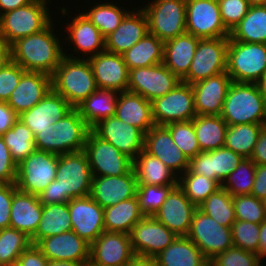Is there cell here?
<instances>
[{
	"label": "cell",
	"mask_w": 266,
	"mask_h": 266,
	"mask_svg": "<svg viewBox=\"0 0 266 266\" xmlns=\"http://www.w3.org/2000/svg\"><path fill=\"white\" fill-rule=\"evenodd\" d=\"M2 138L16 164L36 150L32 131L20 119L2 135Z\"/></svg>",
	"instance_id": "ee69618b"
},
{
	"label": "cell",
	"mask_w": 266,
	"mask_h": 266,
	"mask_svg": "<svg viewBox=\"0 0 266 266\" xmlns=\"http://www.w3.org/2000/svg\"><path fill=\"white\" fill-rule=\"evenodd\" d=\"M266 73V44L229 41L227 74L233 82L257 83Z\"/></svg>",
	"instance_id": "52a82bcc"
},
{
	"label": "cell",
	"mask_w": 266,
	"mask_h": 266,
	"mask_svg": "<svg viewBox=\"0 0 266 266\" xmlns=\"http://www.w3.org/2000/svg\"><path fill=\"white\" fill-rule=\"evenodd\" d=\"M256 254L259 259L266 256V219L260 224L259 245Z\"/></svg>",
	"instance_id": "03108f58"
},
{
	"label": "cell",
	"mask_w": 266,
	"mask_h": 266,
	"mask_svg": "<svg viewBox=\"0 0 266 266\" xmlns=\"http://www.w3.org/2000/svg\"><path fill=\"white\" fill-rule=\"evenodd\" d=\"M250 159L257 165H266V126L259 134L258 141Z\"/></svg>",
	"instance_id": "be15d7a7"
},
{
	"label": "cell",
	"mask_w": 266,
	"mask_h": 266,
	"mask_svg": "<svg viewBox=\"0 0 266 266\" xmlns=\"http://www.w3.org/2000/svg\"><path fill=\"white\" fill-rule=\"evenodd\" d=\"M11 62L10 45L0 39V71Z\"/></svg>",
	"instance_id": "003e7915"
},
{
	"label": "cell",
	"mask_w": 266,
	"mask_h": 266,
	"mask_svg": "<svg viewBox=\"0 0 266 266\" xmlns=\"http://www.w3.org/2000/svg\"><path fill=\"white\" fill-rule=\"evenodd\" d=\"M154 258L158 266H209V260L187 236H177Z\"/></svg>",
	"instance_id": "e575fe53"
},
{
	"label": "cell",
	"mask_w": 266,
	"mask_h": 266,
	"mask_svg": "<svg viewBox=\"0 0 266 266\" xmlns=\"http://www.w3.org/2000/svg\"><path fill=\"white\" fill-rule=\"evenodd\" d=\"M198 209L226 227H231L236 221L232 195L222 187L202 202Z\"/></svg>",
	"instance_id": "7bdbcfd3"
},
{
	"label": "cell",
	"mask_w": 266,
	"mask_h": 266,
	"mask_svg": "<svg viewBox=\"0 0 266 266\" xmlns=\"http://www.w3.org/2000/svg\"><path fill=\"white\" fill-rule=\"evenodd\" d=\"M51 86L73 108L98 89L89 60L68 55L66 52L51 75Z\"/></svg>",
	"instance_id": "3957f363"
},
{
	"label": "cell",
	"mask_w": 266,
	"mask_h": 266,
	"mask_svg": "<svg viewBox=\"0 0 266 266\" xmlns=\"http://www.w3.org/2000/svg\"><path fill=\"white\" fill-rule=\"evenodd\" d=\"M46 1L35 0L31 4L1 14L0 39L11 45L20 38L45 29L52 20Z\"/></svg>",
	"instance_id": "8992f818"
},
{
	"label": "cell",
	"mask_w": 266,
	"mask_h": 266,
	"mask_svg": "<svg viewBox=\"0 0 266 266\" xmlns=\"http://www.w3.org/2000/svg\"><path fill=\"white\" fill-rule=\"evenodd\" d=\"M118 94L113 90L97 89L76 109L87 125L92 128L99 121L115 115Z\"/></svg>",
	"instance_id": "8d00e7d4"
},
{
	"label": "cell",
	"mask_w": 266,
	"mask_h": 266,
	"mask_svg": "<svg viewBox=\"0 0 266 266\" xmlns=\"http://www.w3.org/2000/svg\"><path fill=\"white\" fill-rule=\"evenodd\" d=\"M91 128L74 108L64 118L53 124V129L34 136L36 150L56 155L83 151Z\"/></svg>",
	"instance_id": "277c9868"
},
{
	"label": "cell",
	"mask_w": 266,
	"mask_h": 266,
	"mask_svg": "<svg viewBox=\"0 0 266 266\" xmlns=\"http://www.w3.org/2000/svg\"><path fill=\"white\" fill-rule=\"evenodd\" d=\"M186 236L208 260L234 246L231 227L220 225L199 209L194 213Z\"/></svg>",
	"instance_id": "7c38bea8"
},
{
	"label": "cell",
	"mask_w": 266,
	"mask_h": 266,
	"mask_svg": "<svg viewBox=\"0 0 266 266\" xmlns=\"http://www.w3.org/2000/svg\"><path fill=\"white\" fill-rule=\"evenodd\" d=\"M148 32L165 42L186 33V0H154L141 8Z\"/></svg>",
	"instance_id": "ba28073f"
},
{
	"label": "cell",
	"mask_w": 266,
	"mask_h": 266,
	"mask_svg": "<svg viewBox=\"0 0 266 266\" xmlns=\"http://www.w3.org/2000/svg\"><path fill=\"white\" fill-rule=\"evenodd\" d=\"M256 164L243 158L237 168L222 183V188L232 196L249 195L253 189Z\"/></svg>",
	"instance_id": "c3c4849f"
},
{
	"label": "cell",
	"mask_w": 266,
	"mask_h": 266,
	"mask_svg": "<svg viewBox=\"0 0 266 266\" xmlns=\"http://www.w3.org/2000/svg\"><path fill=\"white\" fill-rule=\"evenodd\" d=\"M133 170L137 185H178L179 175L144 149L133 160Z\"/></svg>",
	"instance_id": "836d02e7"
},
{
	"label": "cell",
	"mask_w": 266,
	"mask_h": 266,
	"mask_svg": "<svg viewBox=\"0 0 266 266\" xmlns=\"http://www.w3.org/2000/svg\"><path fill=\"white\" fill-rule=\"evenodd\" d=\"M181 175L178 177V186L197 207L221 187L215 180L193 174L189 169Z\"/></svg>",
	"instance_id": "bcb514c9"
},
{
	"label": "cell",
	"mask_w": 266,
	"mask_h": 266,
	"mask_svg": "<svg viewBox=\"0 0 266 266\" xmlns=\"http://www.w3.org/2000/svg\"><path fill=\"white\" fill-rule=\"evenodd\" d=\"M35 245L48 260L89 264L90 244L72 230L41 239Z\"/></svg>",
	"instance_id": "44dd1931"
},
{
	"label": "cell",
	"mask_w": 266,
	"mask_h": 266,
	"mask_svg": "<svg viewBox=\"0 0 266 266\" xmlns=\"http://www.w3.org/2000/svg\"><path fill=\"white\" fill-rule=\"evenodd\" d=\"M52 23L53 21L42 31L12 43L11 61L25 71L42 72L51 76L64 57L63 47L53 33Z\"/></svg>",
	"instance_id": "7a4b0ae2"
},
{
	"label": "cell",
	"mask_w": 266,
	"mask_h": 266,
	"mask_svg": "<svg viewBox=\"0 0 266 266\" xmlns=\"http://www.w3.org/2000/svg\"><path fill=\"white\" fill-rule=\"evenodd\" d=\"M181 80L163 63L129 70L127 91L141 95L148 101L164 96Z\"/></svg>",
	"instance_id": "9a60e30c"
},
{
	"label": "cell",
	"mask_w": 266,
	"mask_h": 266,
	"mask_svg": "<svg viewBox=\"0 0 266 266\" xmlns=\"http://www.w3.org/2000/svg\"><path fill=\"white\" fill-rule=\"evenodd\" d=\"M137 179L133 168L120 176L93 177L90 197L102 208L136 196Z\"/></svg>",
	"instance_id": "d4e9b609"
},
{
	"label": "cell",
	"mask_w": 266,
	"mask_h": 266,
	"mask_svg": "<svg viewBox=\"0 0 266 266\" xmlns=\"http://www.w3.org/2000/svg\"><path fill=\"white\" fill-rule=\"evenodd\" d=\"M17 190L15 183L0 184V230L10 227L12 197Z\"/></svg>",
	"instance_id": "680465c9"
},
{
	"label": "cell",
	"mask_w": 266,
	"mask_h": 266,
	"mask_svg": "<svg viewBox=\"0 0 266 266\" xmlns=\"http://www.w3.org/2000/svg\"><path fill=\"white\" fill-rule=\"evenodd\" d=\"M236 220L261 224L265 219L262 200L254 195L232 196Z\"/></svg>",
	"instance_id": "816d5d0a"
},
{
	"label": "cell",
	"mask_w": 266,
	"mask_h": 266,
	"mask_svg": "<svg viewBox=\"0 0 266 266\" xmlns=\"http://www.w3.org/2000/svg\"><path fill=\"white\" fill-rule=\"evenodd\" d=\"M186 33L200 39L230 37L218 0H186Z\"/></svg>",
	"instance_id": "4fadbf2b"
},
{
	"label": "cell",
	"mask_w": 266,
	"mask_h": 266,
	"mask_svg": "<svg viewBox=\"0 0 266 266\" xmlns=\"http://www.w3.org/2000/svg\"><path fill=\"white\" fill-rule=\"evenodd\" d=\"M43 204L37 195L17 190L12 197L10 227L26 233H36L42 217Z\"/></svg>",
	"instance_id": "4dcf8cb0"
},
{
	"label": "cell",
	"mask_w": 266,
	"mask_h": 266,
	"mask_svg": "<svg viewBox=\"0 0 266 266\" xmlns=\"http://www.w3.org/2000/svg\"><path fill=\"white\" fill-rule=\"evenodd\" d=\"M128 10L119 8L116 4L103 2L97 4L92 9L83 13L92 24L106 37L114 32L121 24L125 16L129 13Z\"/></svg>",
	"instance_id": "7dc6e473"
},
{
	"label": "cell",
	"mask_w": 266,
	"mask_h": 266,
	"mask_svg": "<svg viewBox=\"0 0 266 266\" xmlns=\"http://www.w3.org/2000/svg\"><path fill=\"white\" fill-rule=\"evenodd\" d=\"M251 6L254 5H266V0H247Z\"/></svg>",
	"instance_id": "8c879c8a"
},
{
	"label": "cell",
	"mask_w": 266,
	"mask_h": 266,
	"mask_svg": "<svg viewBox=\"0 0 266 266\" xmlns=\"http://www.w3.org/2000/svg\"><path fill=\"white\" fill-rule=\"evenodd\" d=\"M72 231L90 245L104 230V208L90 196L68 202Z\"/></svg>",
	"instance_id": "d6986e66"
},
{
	"label": "cell",
	"mask_w": 266,
	"mask_h": 266,
	"mask_svg": "<svg viewBox=\"0 0 266 266\" xmlns=\"http://www.w3.org/2000/svg\"><path fill=\"white\" fill-rule=\"evenodd\" d=\"M192 121L201 152L225 145L228 124L220 115H196Z\"/></svg>",
	"instance_id": "f35d334b"
},
{
	"label": "cell",
	"mask_w": 266,
	"mask_h": 266,
	"mask_svg": "<svg viewBox=\"0 0 266 266\" xmlns=\"http://www.w3.org/2000/svg\"><path fill=\"white\" fill-rule=\"evenodd\" d=\"M224 26L231 30L244 18L250 8L247 0H218Z\"/></svg>",
	"instance_id": "11a10c76"
},
{
	"label": "cell",
	"mask_w": 266,
	"mask_h": 266,
	"mask_svg": "<svg viewBox=\"0 0 266 266\" xmlns=\"http://www.w3.org/2000/svg\"><path fill=\"white\" fill-rule=\"evenodd\" d=\"M134 257L130 234L104 231L90 245L88 266H126Z\"/></svg>",
	"instance_id": "e0dca14e"
},
{
	"label": "cell",
	"mask_w": 266,
	"mask_h": 266,
	"mask_svg": "<svg viewBox=\"0 0 266 266\" xmlns=\"http://www.w3.org/2000/svg\"><path fill=\"white\" fill-rule=\"evenodd\" d=\"M177 235L153 216H144L130 232L135 256L154 258L166 249Z\"/></svg>",
	"instance_id": "2e32d148"
},
{
	"label": "cell",
	"mask_w": 266,
	"mask_h": 266,
	"mask_svg": "<svg viewBox=\"0 0 266 266\" xmlns=\"http://www.w3.org/2000/svg\"><path fill=\"white\" fill-rule=\"evenodd\" d=\"M16 176L17 164L2 136H0V184L15 183Z\"/></svg>",
	"instance_id": "6f0895ef"
},
{
	"label": "cell",
	"mask_w": 266,
	"mask_h": 266,
	"mask_svg": "<svg viewBox=\"0 0 266 266\" xmlns=\"http://www.w3.org/2000/svg\"><path fill=\"white\" fill-rule=\"evenodd\" d=\"M262 204H263V209H264V211H265V216H266V199H264V200L262 201Z\"/></svg>",
	"instance_id": "753ad0ef"
},
{
	"label": "cell",
	"mask_w": 266,
	"mask_h": 266,
	"mask_svg": "<svg viewBox=\"0 0 266 266\" xmlns=\"http://www.w3.org/2000/svg\"><path fill=\"white\" fill-rule=\"evenodd\" d=\"M143 217L135 196L104 208V230L130 234L133 226Z\"/></svg>",
	"instance_id": "d590c367"
},
{
	"label": "cell",
	"mask_w": 266,
	"mask_h": 266,
	"mask_svg": "<svg viewBox=\"0 0 266 266\" xmlns=\"http://www.w3.org/2000/svg\"><path fill=\"white\" fill-rule=\"evenodd\" d=\"M24 72L20 65L12 61L0 71V101H8Z\"/></svg>",
	"instance_id": "9f6ffc18"
},
{
	"label": "cell",
	"mask_w": 266,
	"mask_h": 266,
	"mask_svg": "<svg viewBox=\"0 0 266 266\" xmlns=\"http://www.w3.org/2000/svg\"><path fill=\"white\" fill-rule=\"evenodd\" d=\"M243 157L233 150L220 147L208 152H200L189 160V170L196 175H204L215 180L220 186L234 171Z\"/></svg>",
	"instance_id": "cb8c5ba5"
},
{
	"label": "cell",
	"mask_w": 266,
	"mask_h": 266,
	"mask_svg": "<svg viewBox=\"0 0 266 266\" xmlns=\"http://www.w3.org/2000/svg\"><path fill=\"white\" fill-rule=\"evenodd\" d=\"M229 41L266 44V5L250 6L244 18L231 30Z\"/></svg>",
	"instance_id": "ab89813d"
},
{
	"label": "cell",
	"mask_w": 266,
	"mask_h": 266,
	"mask_svg": "<svg viewBox=\"0 0 266 266\" xmlns=\"http://www.w3.org/2000/svg\"><path fill=\"white\" fill-rule=\"evenodd\" d=\"M72 230L68 203L43 205L42 217L36 233L31 237L35 245L39 240Z\"/></svg>",
	"instance_id": "60d3db41"
},
{
	"label": "cell",
	"mask_w": 266,
	"mask_h": 266,
	"mask_svg": "<svg viewBox=\"0 0 266 266\" xmlns=\"http://www.w3.org/2000/svg\"><path fill=\"white\" fill-rule=\"evenodd\" d=\"M266 124H236L227 127L225 147L243 158H250L258 137Z\"/></svg>",
	"instance_id": "b9f144b4"
},
{
	"label": "cell",
	"mask_w": 266,
	"mask_h": 266,
	"mask_svg": "<svg viewBox=\"0 0 266 266\" xmlns=\"http://www.w3.org/2000/svg\"><path fill=\"white\" fill-rule=\"evenodd\" d=\"M148 33V21L140 8L135 13L129 12L117 29L105 37V50L123 54Z\"/></svg>",
	"instance_id": "f1b7e54d"
},
{
	"label": "cell",
	"mask_w": 266,
	"mask_h": 266,
	"mask_svg": "<svg viewBox=\"0 0 266 266\" xmlns=\"http://www.w3.org/2000/svg\"><path fill=\"white\" fill-rule=\"evenodd\" d=\"M155 125L192 120L197 114L191 84L180 82L174 89L151 101Z\"/></svg>",
	"instance_id": "5bb4252c"
},
{
	"label": "cell",
	"mask_w": 266,
	"mask_h": 266,
	"mask_svg": "<svg viewBox=\"0 0 266 266\" xmlns=\"http://www.w3.org/2000/svg\"><path fill=\"white\" fill-rule=\"evenodd\" d=\"M85 152L93 177L120 176L133 168V160L121 153L114 145L88 133Z\"/></svg>",
	"instance_id": "8fae6325"
},
{
	"label": "cell",
	"mask_w": 266,
	"mask_h": 266,
	"mask_svg": "<svg viewBox=\"0 0 266 266\" xmlns=\"http://www.w3.org/2000/svg\"><path fill=\"white\" fill-rule=\"evenodd\" d=\"M48 259L36 245H31L17 259L15 266H46Z\"/></svg>",
	"instance_id": "91938a15"
},
{
	"label": "cell",
	"mask_w": 266,
	"mask_h": 266,
	"mask_svg": "<svg viewBox=\"0 0 266 266\" xmlns=\"http://www.w3.org/2000/svg\"><path fill=\"white\" fill-rule=\"evenodd\" d=\"M220 116L228 126L266 124V104L257 84L232 82Z\"/></svg>",
	"instance_id": "5b68a950"
},
{
	"label": "cell",
	"mask_w": 266,
	"mask_h": 266,
	"mask_svg": "<svg viewBox=\"0 0 266 266\" xmlns=\"http://www.w3.org/2000/svg\"><path fill=\"white\" fill-rule=\"evenodd\" d=\"M259 262L256 253L233 246L215 255L209 266H256Z\"/></svg>",
	"instance_id": "db71d44e"
},
{
	"label": "cell",
	"mask_w": 266,
	"mask_h": 266,
	"mask_svg": "<svg viewBox=\"0 0 266 266\" xmlns=\"http://www.w3.org/2000/svg\"><path fill=\"white\" fill-rule=\"evenodd\" d=\"M164 42L149 32L122 54L129 70L163 63Z\"/></svg>",
	"instance_id": "74e56055"
},
{
	"label": "cell",
	"mask_w": 266,
	"mask_h": 266,
	"mask_svg": "<svg viewBox=\"0 0 266 266\" xmlns=\"http://www.w3.org/2000/svg\"><path fill=\"white\" fill-rule=\"evenodd\" d=\"M32 245L24 232L8 227L0 230V266H14L19 256Z\"/></svg>",
	"instance_id": "f6af8a7d"
},
{
	"label": "cell",
	"mask_w": 266,
	"mask_h": 266,
	"mask_svg": "<svg viewBox=\"0 0 266 266\" xmlns=\"http://www.w3.org/2000/svg\"><path fill=\"white\" fill-rule=\"evenodd\" d=\"M165 127L170 131L174 143L188 160L201 152L192 120L172 122Z\"/></svg>",
	"instance_id": "681fc988"
},
{
	"label": "cell",
	"mask_w": 266,
	"mask_h": 266,
	"mask_svg": "<svg viewBox=\"0 0 266 266\" xmlns=\"http://www.w3.org/2000/svg\"><path fill=\"white\" fill-rule=\"evenodd\" d=\"M177 185H137L136 197L144 216H154Z\"/></svg>",
	"instance_id": "f907efd6"
},
{
	"label": "cell",
	"mask_w": 266,
	"mask_h": 266,
	"mask_svg": "<svg viewBox=\"0 0 266 266\" xmlns=\"http://www.w3.org/2000/svg\"><path fill=\"white\" fill-rule=\"evenodd\" d=\"M233 81L226 72L192 84L197 115H220Z\"/></svg>",
	"instance_id": "484cf974"
},
{
	"label": "cell",
	"mask_w": 266,
	"mask_h": 266,
	"mask_svg": "<svg viewBox=\"0 0 266 266\" xmlns=\"http://www.w3.org/2000/svg\"><path fill=\"white\" fill-rule=\"evenodd\" d=\"M126 266H158L155 258L135 256Z\"/></svg>",
	"instance_id": "a7ac6f4b"
},
{
	"label": "cell",
	"mask_w": 266,
	"mask_h": 266,
	"mask_svg": "<svg viewBox=\"0 0 266 266\" xmlns=\"http://www.w3.org/2000/svg\"><path fill=\"white\" fill-rule=\"evenodd\" d=\"M74 108L52 89L31 109L22 112L20 119L35 136L38 132L53 129V124Z\"/></svg>",
	"instance_id": "ffe728a7"
},
{
	"label": "cell",
	"mask_w": 266,
	"mask_h": 266,
	"mask_svg": "<svg viewBox=\"0 0 266 266\" xmlns=\"http://www.w3.org/2000/svg\"><path fill=\"white\" fill-rule=\"evenodd\" d=\"M19 115L4 101H0V136L11 129Z\"/></svg>",
	"instance_id": "6125c7cd"
},
{
	"label": "cell",
	"mask_w": 266,
	"mask_h": 266,
	"mask_svg": "<svg viewBox=\"0 0 266 266\" xmlns=\"http://www.w3.org/2000/svg\"><path fill=\"white\" fill-rule=\"evenodd\" d=\"M199 39L184 33L164 42L163 64L180 80L188 74Z\"/></svg>",
	"instance_id": "1f68e13d"
},
{
	"label": "cell",
	"mask_w": 266,
	"mask_h": 266,
	"mask_svg": "<svg viewBox=\"0 0 266 266\" xmlns=\"http://www.w3.org/2000/svg\"><path fill=\"white\" fill-rule=\"evenodd\" d=\"M198 207L193 204L177 185L168 194L161 208L153 216L177 236H186Z\"/></svg>",
	"instance_id": "7402d4cb"
},
{
	"label": "cell",
	"mask_w": 266,
	"mask_h": 266,
	"mask_svg": "<svg viewBox=\"0 0 266 266\" xmlns=\"http://www.w3.org/2000/svg\"><path fill=\"white\" fill-rule=\"evenodd\" d=\"M231 231L235 247L257 253L260 224L236 220L231 226Z\"/></svg>",
	"instance_id": "f5cc1de1"
},
{
	"label": "cell",
	"mask_w": 266,
	"mask_h": 266,
	"mask_svg": "<svg viewBox=\"0 0 266 266\" xmlns=\"http://www.w3.org/2000/svg\"><path fill=\"white\" fill-rule=\"evenodd\" d=\"M144 150L160 159L175 174H183L189 168V160L174 143L170 131L165 126H153L146 134Z\"/></svg>",
	"instance_id": "4316f807"
},
{
	"label": "cell",
	"mask_w": 266,
	"mask_h": 266,
	"mask_svg": "<svg viewBox=\"0 0 266 266\" xmlns=\"http://www.w3.org/2000/svg\"><path fill=\"white\" fill-rule=\"evenodd\" d=\"M51 89L50 75L25 71L6 103L20 115L35 106Z\"/></svg>",
	"instance_id": "83f0119b"
},
{
	"label": "cell",
	"mask_w": 266,
	"mask_h": 266,
	"mask_svg": "<svg viewBox=\"0 0 266 266\" xmlns=\"http://www.w3.org/2000/svg\"><path fill=\"white\" fill-rule=\"evenodd\" d=\"M251 195H254L262 201L266 199V165L256 164L254 185Z\"/></svg>",
	"instance_id": "94428289"
},
{
	"label": "cell",
	"mask_w": 266,
	"mask_h": 266,
	"mask_svg": "<svg viewBox=\"0 0 266 266\" xmlns=\"http://www.w3.org/2000/svg\"><path fill=\"white\" fill-rule=\"evenodd\" d=\"M256 84L266 104V73L261 77V79Z\"/></svg>",
	"instance_id": "2644e50d"
},
{
	"label": "cell",
	"mask_w": 266,
	"mask_h": 266,
	"mask_svg": "<svg viewBox=\"0 0 266 266\" xmlns=\"http://www.w3.org/2000/svg\"><path fill=\"white\" fill-rule=\"evenodd\" d=\"M228 44L229 38L199 39L188 74L181 81L192 85L226 72Z\"/></svg>",
	"instance_id": "30bf717a"
},
{
	"label": "cell",
	"mask_w": 266,
	"mask_h": 266,
	"mask_svg": "<svg viewBox=\"0 0 266 266\" xmlns=\"http://www.w3.org/2000/svg\"><path fill=\"white\" fill-rule=\"evenodd\" d=\"M256 266H264V265H262V263L259 262Z\"/></svg>",
	"instance_id": "34e18365"
},
{
	"label": "cell",
	"mask_w": 266,
	"mask_h": 266,
	"mask_svg": "<svg viewBox=\"0 0 266 266\" xmlns=\"http://www.w3.org/2000/svg\"><path fill=\"white\" fill-rule=\"evenodd\" d=\"M91 65L98 89L127 91L129 69L122 54L102 51L96 56L87 58Z\"/></svg>",
	"instance_id": "603a6c76"
},
{
	"label": "cell",
	"mask_w": 266,
	"mask_h": 266,
	"mask_svg": "<svg viewBox=\"0 0 266 266\" xmlns=\"http://www.w3.org/2000/svg\"><path fill=\"white\" fill-rule=\"evenodd\" d=\"M35 0H0V15L14 10L18 7H22L25 6L27 4H31L32 2H34ZM4 11V12H3Z\"/></svg>",
	"instance_id": "e7e4bbea"
},
{
	"label": "cell",
	"mask_w": 266,
	"mask_h": 266,
	"mask_svg": "<svg viewBox=\"0 0 266 266\" xmlns=\"http://www.w3.org/2000/svg\"><path fill=\"white\" fill-rule=\"evenodd\" d=\"M115 116L139 128L144 134L155 126L151 102L130 91H122L118 94Z\"/></svg>",
	"instance_id": "f546056e"
},
{
	"label": "cell",
	"mask_w": 266,
	"mask_h": 266,
	"mask_svg": "<svg viewBox=\"0 0 266 266\" xmlns=\"http://www.w3.org/2000/svg\"><path fill=\"white\" fill-rule=\"evenodd\" d=\"M56 178L38 197L43 205L90 196L92 172L84 151L58 155Z\"/></svg>",
	"instance_id": "6da1fadb"
},
{
	"label": "cell",
	"mask_w": 266,
	"mask_h": 266,
	"mask_svg": "<svg viewBox=\"0 0 266 266\" xmlns=\"http://www.w3.org/2000/svg\"><path fill=\"white\" fill-rule=\"evenodd\" d=\"M91 131L100 139L114 145L121 153L134 160L144 149L145 134L115 115L99 121Z\"/></svg>",
	"instance_id": "ac0fdd59"
},
{
	"label": "cell",
	"mask_w": 266,
	"mask_h": 266,
	"mask_svg": "<svg viewBox=\"0 0 266 266\" xmlns=\"http://www.w3.org/2000/svg\"><path fill=\"white\" fill-rule=\"evenodd\" d=\"M46 266H88V264H82V263L71 262V261H52V260H48Z\"/></svg>",
	"instance_id": "89a4df30"
},
{
	"label": "cell",
	"mask_w": 266,
	"mask_h": 266,
	"mask_svg": "<svg viewBox=\"0 0 266 266\" xmlns=\"http://www.w3.org/2000/svg\"><path fill=\"white\" fill-rule=\"evenodd\" d=\"M67 26L69 36L65 39L76 46L75 52L81 50V53H87L86 55L89 53V58L105 51V37L83 13L74 17Z\"/></svg>",
	"instance_id": "d6a6232c"
},
{
	"label": "cell",
	"mask_w": 266,
	"mask_h": 266,
	"mask_svg": "<svg viewBox=\"0 0 266 266\" xmlns=\"http://www.w3.org/2000/svg\"><path fill=\"white\" fill-rule=\"evenodd\" d=\"M57 165L58 155L35 150L17 164V189L38 196L55 180Z\"/></svg>",
	"instance_id": "9c48e42d"
}]
</instances>
